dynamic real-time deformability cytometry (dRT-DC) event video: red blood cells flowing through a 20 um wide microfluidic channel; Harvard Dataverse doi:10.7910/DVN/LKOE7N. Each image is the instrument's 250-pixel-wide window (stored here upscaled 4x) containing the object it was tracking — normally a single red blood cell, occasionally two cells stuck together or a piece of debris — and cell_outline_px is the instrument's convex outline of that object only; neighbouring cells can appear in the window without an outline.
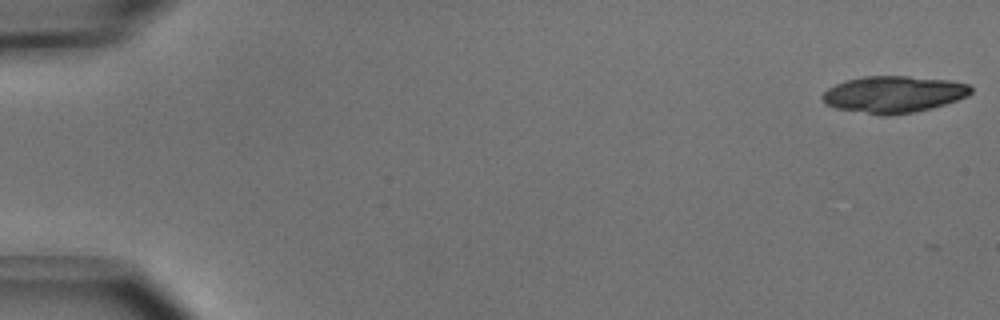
{"species": "common noctule bat (a hibernating species)", "species_latin": "Nyctalus noctula", "temperature_condition": "cold", "stored_images_in_passage": 2, "camera_frame_rate_fps": 3000, "um_per_image_px": 0.085, "animal": {"sex": "male", "body_mass_g": 15.6}, "frame": {"image": 1, "passage_image": 1, "time_ms": 0.0, "image_size_px": [1000, 320], "cell_outline_px": [[972, 92], [968, 96], [932, 108], [912, 112], [888, 116], [880, 116], [836, 108], [824, 104], [820, 96], [828, 88], [836, 84], [848, 80], [864, 76], [908, 76], [948, 80], [968, 84], [972, 88]], "centroid_in_image_um": [75.93, 8.02], "position_along_channel_um": 9.1, "area_um2": 31.85}}